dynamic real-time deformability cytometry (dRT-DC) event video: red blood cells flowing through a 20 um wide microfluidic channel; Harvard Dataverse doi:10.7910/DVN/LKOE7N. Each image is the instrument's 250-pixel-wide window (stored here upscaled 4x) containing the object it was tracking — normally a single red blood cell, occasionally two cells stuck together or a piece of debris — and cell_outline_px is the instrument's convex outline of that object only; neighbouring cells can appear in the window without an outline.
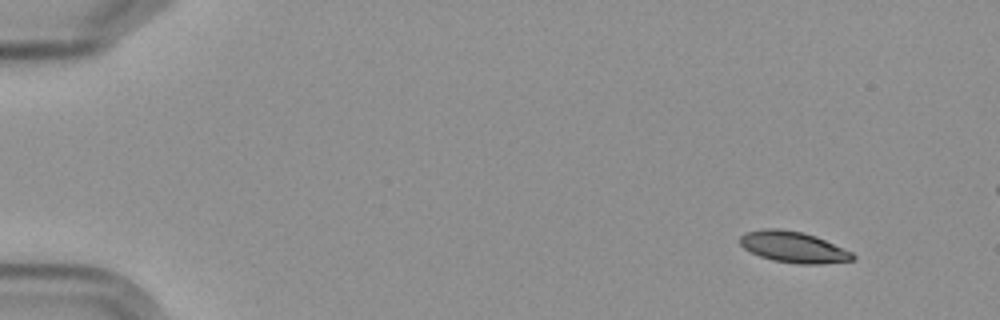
{"species": "Egyptian fruit bat (a non-hibernating species)", "species_latin": "Rousettus aegyptiacus", "temperature_condition": "cold", "stored_images_in_passage": 6, "camera_frame_rate_fps": 3000, "um_per_image_px": 0.085, "frame": {"image": 1, "passage_image": 1, "time_ms": 0.0, "image_size_px": [1000, 320], "cell_outline_px": [[856, 256], [852, 260], [820, 264], [800, 264], [772, 260], [760, 256], [744, 248], [740, 244], [740, 236], [744, 232], [764, 228], [780, 228], [804, 232], [816, 236], [852, 252]], "centroid_in_image_um": [67.42, 20.98], "position_along_channel_um": 17.6, "area_um2": 20.46}}
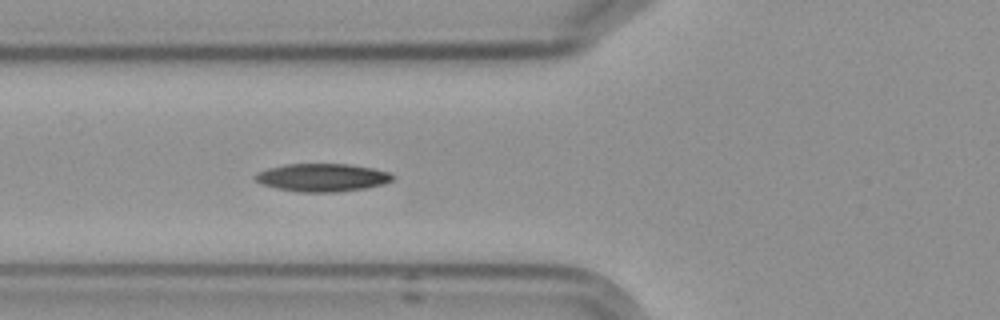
{"frame": {"image": 2, "passage_image": 6, "time_ms": 5.667, "image_size_px": [1000, 320], "cell_outline_px": [[396, 176], [392, 180], [384, 184], [364, 188], [336, 192], [300, 192], [276, 188], [264, 184], [256, 180], [256, 176], [260, 172], [268, 168], [288, 164], [348, 164], [372, 168], [388, 172]], "centroid_in_image_um": [27.45, 15.09], "position_along_channel_um": 98.4, "area_um2": 22.08}}